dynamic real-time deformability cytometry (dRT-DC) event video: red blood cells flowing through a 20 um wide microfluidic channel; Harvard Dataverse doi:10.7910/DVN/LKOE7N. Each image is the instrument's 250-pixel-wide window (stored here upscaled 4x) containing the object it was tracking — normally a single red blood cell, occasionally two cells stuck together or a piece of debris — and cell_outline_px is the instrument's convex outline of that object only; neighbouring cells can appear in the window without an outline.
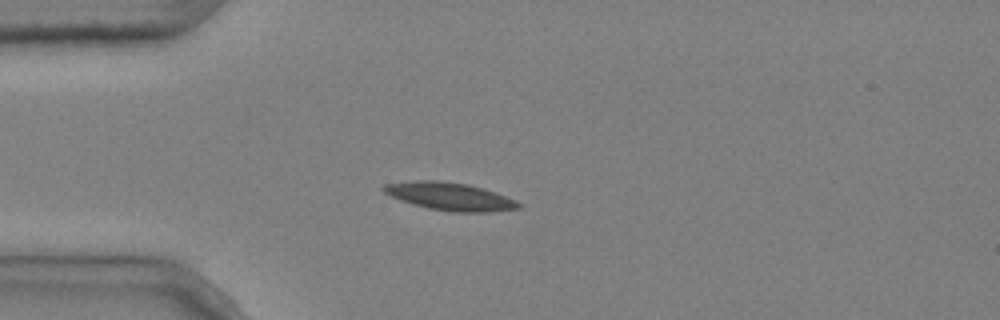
{"species": "common noctule bat (a hibernating species)", "species_latin": "Nyctalus noctula", "temperature_condition": "cold", "stored_images_in_passage": 3, "camera_frame_rate_fps": 3000, "um_per_image_px": 0.085, "animal": {"sex": "male", "body_mass_g": 20.4}, "frame": {"image": 1, "passage_image": 3, "time_ms": 0.667, "image_size_px": [1000, 320], "cell_outline_px": [[524, 204], [520, 208], [488, 212], [452, 212], [428, 208], [412, 204], [400, 200], [384, 192], [380, 188], [384, 184], [416, 180], [436, 180], [468, 184], [516, 200]], "centroid_in_image_um": [38.22, 16.7], "position_along_channel_um": 46.8, "area_um2": 21.73}}